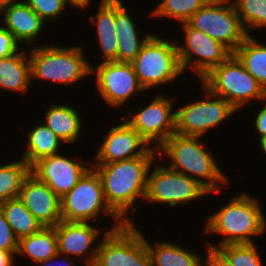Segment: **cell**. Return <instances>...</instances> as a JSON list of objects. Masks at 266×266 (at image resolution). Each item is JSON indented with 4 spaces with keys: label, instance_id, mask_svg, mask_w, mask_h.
Here are the masks:
<instances>
[{
    "label": "cell",
    "instance_id": "16",
    "mask_svg": "<svg viewBox=\"0 0 266 266\" xmlns=\"http://www.w3.org/2000/svg\"><path fill=\"white\" fill-rule=\"evenodd\" d=\"M94 156L96 163H111L144 156L151 146L124 119L102 137Z\"/></svg>",
    "mask_w": 266,
    "mask_h": 266
},
{
    "label": "cell",
    "instance_id": "23",
    "mask_svg": "<svg viewBox=\"0 0 266 266\" xmlns=\"http://www.w3.org/2000/svg\"><path fill=\"white\" fill-rule=\"evenodd\" d=\"M27 54L22 48V51L0 59V89L27 93L32 82L31 65Z\"/></svg>",
    "mask_w": 266,
    "mask_h": 266
},
{
    "label": "cell",
    "instance_id": "8",
    "mask_svg": "<svg viewBox=\"0 0 266 266\" xmlns=\"http://www.w3.org/2000/svg\"><path fill=\"white\" fill-rule=\"evenodd\" d=\"M135 226L105 230L93 266H153L145 234Z\"/></svg>",
    "mask_w": 266,
    "mask_h": 266
},
{
    "label": "cell",
    "instance_id": "42",
    "mask_svg": "<svg viewBox=\"0 0 266 266\" xmlns=\"http://www.w3.org/2000/svg\"><path fill=\"white\" fill-rule=\"evenodd\" d=\"M22 1V0H20ZM7 2H19V0H0V5Z\"/></svg>",
    "mask_w": 266,
    "mask_h": 266
},
{
    "label": "cell",
    "instance_id": "15",
    "mask_svg": "<svg viewBox=\"0 0 266 266\" xmlns=\"http://www.w3.org/2000/svg\"><path fill=\"white\" fill-rule=\"evenodd\" d=\"M78 156L69 158L62 153L41 158L30 167V172L44 182L61 199L92 167ZM77 159V160H76ZM87 162V164H85ZM83 164V165H82ZM87 165V166H86Z\"/></svg>",
    "mask_w": 266,
    "mask_h": 266
},
{
    "label": "cell",
    "instance_id": "31",
    "mask_svg": "<svg viewBox=\"0 0 266 266\" xmlns=\"http://www.w3.org/2000/svg\"><path fill=\"white\" fill-rule=\"evenodd\" d=\"M248 36L252 29H266V0H232Z\"/></svg>",
    "mask_w": 266,
    "mask_h": 266
},
{
    "label": "cell",
    "instance_id": "1",
    "mask_svg": "<svg viewBox=\"0 0 266 266\" xmlns=\"http://www.w3.org/2000/svg\"><path fill=\"white\" fill-rule=\"evenodd\" d=\"M157 151L151 148L144 156L133 159L91 163L101 177L108 206L125 224H133L127 217L128 210L133 208L134 216L137 200L145 199L148 172L155 158H158Z\"/></svg>",
    "mask_w": 266,
    "mask_h": 266
},
{
    "label": "cell",
    "instance_id": "24",
    "mask_svg": "<svg viewBox=\"0 0 266 266\" xmlns=\"http://www.w3.org/2000/svg\"><path fill=\"white\" fill-rule=\"evenodd\" d=\"M153 266H203V258L179 244L146 240Z\"/></svg>",
    "mask_w": 266,
    "mask_h": 266
},
{
    "label": "cell",
    "instance_id": "14",
    "mask_svg": "<svg viewBox=\"0 0 266 266\" xmlns=\"http://www.w3.org/2000/svg\"><path fill=\"white\" fill-rule=\"evenodd\" d=\"M99 94L109 106H123L132 96L144 92L131 63L101 62L91 67ZM138 92V93H137Z\"/></svg>",
    "mask_w": 266,
    "mask_h": 266
},
{
    "label": "cell",
    "instance_id": "11",
    "mask_svg": "<svg viewBox=\"0 0 266 266\" xmlns=\"http://www.w3.org/2000/svg\"><path fill=\"white\" fill-rule=\"evenodd\" d=\"M205 100H198L176 110L175 133L202 137L238 112L227 100L213 94L201 83ZM209 99V100H208Z\"/></svg>",
    "mask_w": 266,
    "mask_h": 266
},
{
    "label": "cell",
    "instance_id": "39",
    "mask_svg": "<svg viewBox=\"0 0 266 266\" xmlns=\"http://www.w3.org/2000/svg\"><path fill=\"white\" fill-rule=\"evenodd\" d=\"M61 257H62V254H60V253H58L57 255H55L54 257H51L50 259H48V260H46V261H44V262H41V263H39V264H37V265H39V266H53V264L55 265V262L54 261H56V259H61ZM66 257V258H65ZM69 257L68 256H65V255H63V262L64 263H62V264H64L63 266H76V265H74V261H71L70 259H68ZM59 259V261L61 262V260ZM59 261H58V264H59ZM62 264H61V266H62ZM60 265V264H59ZM58 265V266H59ZM57 266V265H56Z\"/></svg>",
    "mask_w": 266,
    "mask_h": 266
},
{
    "label": "cell",
    "instance_id": "38",
    "mask_svg": "<svg viewBox=\"0 0 266 266\" xmlns=\"http://www.w3.org/2000/svg\"><path fill=\"white\" fill-rule=\"evenodd\" d=\"M17 252L0 250V266H15Z\"/></svg>",
    "mask_w": 266,
    "mask_h": 266
},
{
    "label": "cell",
    "instance_id": "37",
    "mask_svg": "<svg viewBox=\"0 0 266 266\" xmlns=\"http://www.w3.org/2000/svg\"><path fill=\"white\" fill-rule=\"evenodd\" d=\"M261 107L262 109L258 111L254 120V128L257 130V135L259 134V138L266 136V103Z\"/></svg>",
    "mask_w": 266,
    "mask_h": 266
},
{
    "label": "cell",
    "instance_id": "21",
    "mask_svg": "<svg viewBox=\"0 0 266 266\" xmlns=\"http://www.w3.org/2000/svg\"><path fill=\"white\" fill-rule=\"evenodd\" d=\"M97 13L89 18L91 24H96V34L101 54L102 62H117L118 36L115 23V0L99 1Z\"/></svg>",
    "mask_w": 266,
    "mask_h": 266
},
{
    "label": "cell",
    "instance_id": "3",
    "mask_svg": "<svg viewBox=\"0 0 266 266\" xmlns=\"http://www.w3.org/2000/svg\"><path fill=\"white\" fill-rule=\"evenodd\" d=\"M200 138L173 133L157 149L158 161H162L164 156L169 157V168L197 180L211 193L217 194L223 189L219 184L228 183V179Z\"/></svg>",
    "mask_w": 266,
    "mask_h": 266
},
{
    "label": "cell",
    "instance_id": "25",
    "mask_svg": "<svg viewBox=\"0 0 266 266\" xmlns=\"http://www.w3.org/2000/svg\"><path fill=\"white\" fill-rule=\"evenodd\" d=\"M26 138L28 145L21 156L30 167L41 158L59 154L61 144H65L44 123L32 128Z\"/></svg>",
    "mask_w": 266,
    "mask_h": 266
},
{
    "label": "cell",
    "instance_id": "12",
    "mask_svg": "<svg viewBox=\"0 0 266 266\" xmlns=\"http://www.w3.org/2000/svg\"><path fill=\"white\" fill-rule=\"evenodd\" d=\"M184 31V45L179 46L178 54L183 72L191 68L202 79L214 67L225 62L233 53L222 43L212 39L201 30L181 24ZM193 56H197L196 58Z\"/></svg>",
    "mask_w": 266,
    "mask_h": 266
},
{
    "label": "cell",
    "instance_id": "19",
    "mask_svg": "<svg viewBox=\"0 0 266 266\" xmlns=\"http://www.w3.org/2000/svg\"><path fill=\"white\" fill-rule=\"evenodd\" d=\"M0 13H3L2 26L9 30L20 44L25 42V45L31 46L46 26V22L24 1L3 3L0 5Z\"/></svg>",
    "mask_w": 266,
    "mask_h": 266
},
{
    "label": "cell",
    "instance_id": "9",
    "mask_svg": "<svg viewBox=\"0 0 266 266\" xmlns=\"http://www.w3.org/2000/svg\"><path fill=\"white\" fill-rule=\"evenodd\" d=\"M231 0H210L186 22L212 39L225 45L232 53L248 37ZM229 3V4H228Z\"/></svg>",
    "mask_w": 266,
    "mask_h": 266
},
{
    "label": "cell",
    "instance_id": "33",
    "mask_svg": "<svg viewBox=\"0 0 266 266\" xmlns=\"http://www.w3.org/2000/svg\"><path fill=\"white\" fill-rule=\"evenodd\" d=\"M24 2L47 24L59 18L66 10L64 0H24ZM65 9V10H64Z\"/></svg>",
    "mask_w": 266,
    "mask_h": 266
},
{
    "label": "cell",
    "instance_id": "35",
    "mask_svg": "<svg viewBox=\"0 0 266 266\" xmlns=\"http://www.w3.org/2000/svg\"><path fill=\"white\" fill-rule=\"evenodd\" d=\"M19 42L15 36L3 26H0V59L9 57L20 50Z\"/></svg>",
    "mask_w": 266,
    "mask_h": 266
},
{
    "label": "cell",
    "instance_id": "40",
    "mask_svg": "<svg viewBox=\"0 0 266 266\" xmlns=\"http://www.w3.org/2000/svg\"><path fill=\"white\" fill-rule=\"evenodd\" d=\"M91 1L93 0H64L66 6L72 5L73 7H76L77 9H86L88 6L91 5ZM90 4V5H89Z\"/></svg>",
    "mask_w": 266,
    "mask_h": 266
},
{
    "label": "cell",
    "instance_id": "5",
    "mask_svg": "<svg viewBox=\"0 0 266 266\" xmlns=\"http://www.w3.org/2000/svg\"><path fill=\"white\" fill-rule=\"evenodd\" d=\"M173 42L153 33L131 62L145 91L168 82L172 83L184 73L178 54L179 42Z\"/></svg>",
    "mask_w": 266,
    "mask_h": 266
},
{
    "label": "cell",
    "instance_id": "29",
    "mask_svg": "<svg viewBox=\"0 0 266 266\" xmlns=\"http://www.w3.org/2000/svg\"><path fill=\"white\" fill-rule=\"evenodd\" d=\"M30 173V166L21 158L0 166V203L18 198L22 183Z\"/></svg>",
    "mask_w": 266,
    "mask_h": 266
},
{
    "label": "cell",
    "instance_id": "6",
    "mask_svg": "<svg viewBox=\"0 0 266 266\" xmlns=\"http://www.w3.org/2000/svg\"><path fill=\"white\" fill-rule=\"evenodd\" d=\"M213 94L227 100L237 111L252 99H266V91L232 54L199 80Z\"/></svg>",
    "mask_w": 266,
    "mask_h": 266
},
{
    "label": "cell",
    "instance_id": "4",
    "mask_svg": "<svg viewBox=\"0 0 266 266\" xmlns=\"http://www.w3.org/2000/svg\"><path fill=\"white\" fill-rule=\"evenodd\" d=\"M82 46L61 47L51 44L30 48L31 80L73 84L91 76L92 63L87 61ZM87 76V77H86Z\"/></svg>",
    "mask_w": 266,
    "mask_h": 266
},
{
    "label": "cell",
    "instance_id": "2",
    "mask_svg": "<svg viewBox=\"0 0 266 266\" xmlns=\"http://www.w3.org/2000/svg\"><path fill=\"white\" fill-rule=\"evenodd\" d=\"M205 234H221L218 245L208 241L207 247L218 248L226 244L254 243V236L266 231V217L259 200L247 193L230 198L221 209L207 218ZM253 236V237H252Z\"/></svg>",
    "mask_w": 266,
    "mask_h": 266
},
{
    "label": "cell",
    "instance_id": "41",
    "mask_svg": "<svg viewBox=\"0 0 266 266\" xmlns=\"http://www.w3.org/2000/svg\"><path fill=\"white\" fill-rule=\"evenodd\" d=\"M259 143H260L262 151H264V153L266 155V136L259 138Z\"/></svg>",
    "mask_w": 266,
    "mask_h": 266
},
{
    "label": "cell",
    "instance_id": "27",
    "mask_svg": "<svg viewBox=\"0 0 266 266\" xmlns=\"http://www.w3.org/2000/svg\"><path fill=\"white\" fill-rule=\"evenodd\" d=\"M248 36L233 53L266 91V45Z\"/></svg>",
    "mask_w": 266,
    "mask_h": 266
},
{
    "label": "cell",
    "instance_id": "26",
    "mask_svg": "<svg viewBox=\"0 0 266 266\" xmlns=\"http://www.w3.org/2000/svg\"><path fill=\"white\" fill-rule=\"evenodd\" d=\"M32 259L35 264L44 262L58 254L57 237L54 227H43L40 231L21 238L17 255Z\"/></svg>",
    "mask_w": 266,
    "mask_h": 266
},
{
    "label": "cell",
    "instance_id": "36",
    "mask_svg": "<svg viewBox=\"0 0 266 266\" xmlns=\"http://www.w3.org/2000/svg\"><path fill=\"white\" fill-rule=\"evenodd\" d=\"M207 256L203 266H232L230 261L216 248L206 246Z\"/></svg>",
    "mask_w": 266,
    "mask_h": 266
},
{
    "label": "cell",
    "instance_id": "30",
    "mask_svg": "<svg viewBox=\"0 0 266 266\" xmlns=\"http://www.w3.org/2000/svg\"><path fill=\"white\" fill-rule=\"evenodd\" d=\"M209 1L210 0H162L150 14L154 17L176 19L183 24Z\"/></svg>",
    "mask_w": 266,
    "mask_h": 266
},
{
    "label": "cell",
    "instance_id": "32",
    "mask_svg": "<svg viewBox=\"0 0 266 266\" xmlns=\"http://www.w3.org/2000/svg\"><path fill=\"white\" fill-rule=\"evenodd\" d=\"M232 266H263L260 252L254 243L226 244L217 248Z\"/></svg>",
    "mask_w": 266,
    "mask_h": 266
},
{
    "label": "cell",
    "instance_id": "20",
    "mask_svg": "<svg viewBox=\"0 0 266 266\" xmlns=\"http://www.w3.org/2000/svg\"><path fill=\"white\" fill-rule=\"evenodd\" d=\"M126 8L123 0H115V23L118 36L117 62L131 63L153 34L148 32L144 37H140L137 25Z\"/></svg>",
    "mask_w": 266,
    "mask_h": 266
},
{
    "label": "cell",
    "instance_id": "17",
    "mask_svg": "<svg viewBox=\"0 0 266 266\" xmlns=\"http://www.w3.org/2000/svg\"><path fill=\"white\" fill-rule=\"evenodd\" d=\"M58 253L65 256L83 257L84 265L93 266L98 248L94 242L100 238V230L90 225V222L60 221L55 227ZM92 246L94 248H92ZM87 258V259H86Z\"/></svg>",
    "mask_w": 266,
    "mask_h": 266
},
{
    "label": "cell",
    "instance_id": "34",
    "mask_svg": "<svg viewBox=\"0 0 266 266\" xmlns=\"http://www.w3.org/2000/svg\"><path fill=\"white\" fill-rule=\"evenodd\" d=\"M19 239L0 209V250L18 251Z\"/></svg>",
    "mask_w": 266,
    "mask_h": 266
},
{
    "label": "cell",
    "instance_id": "7",
    "mask_svg": "<svg viewBox=\"0 0 266 266\" xmlns=\"http://www.w3.org/2000/svg\"><path fill=\"white\" fill-rule=\"evenodd\" d=\"M109 215L115 224L122 227L125 223L108 206L100 175L91 167L78 183L61 198L62 220L71 222L94 221L99 214Z\"/></svg>",
    "mask_w": 266,
    "mask_h": 266
},
{
    "label": "cell",
    "instance_id": "28",
    "mask_svg": "<svg viewBox=\"0 0 266 266\" xmlns=\"http://www.w3.org/2000/svg\"><path fill=\"white\" fill-rule=\"evenodd\" d=\"M0 209L19 240L43 228L19 197L0 203Z\"/></svg>",
    "mask_w": 266,
    "mask_h": 266
},
{
    "label": "cell",
    "instance_id": "22",
    "mask_svg": "<svg viewBox=\"0 0 266 266\" xmlns=\"http://www.w3.org/2000/svg\"><path fill=\"white\" fill-rule=\"evenodd\" d=\"M74 106L64 103L50 105L45 112L44 124L50 128L64 143H76L82 134L81 114Z\"/></svg>",
    "mask_w": 266,
    "mask_h": 266
},
{
    "label": "cell",
    "instance_id": "10",
    "mask_svg": "<svg viewBox=\"0 0 266 266\" xmlns=\"http://www.w3.org/2000/svg\"><path fill=\"white\" fill-rule=\"evenodd\" d=\"M154 165H151L148 172L145 201L175 207L211 194L197 180L167 166Z\"/></svg>",
    "mask_w": 266,
    "mask_h": 266
},
{
    "label": "cell",
    "instance_id": "18",
    "mask_svg": "<svg viewBox=\"0 0 266 266\" xmlns=\"http://www.w3.org/2000/svg\"><path fill=\"white\" fill-rule=\"evenodd\" d=\"M19 198L43 227H55L62 221L61 199L31 172L22 183Z\"/></svg>",
    "mask_w": 266,
    "mask_h": 266
},
{
    "label": "cell",
    "instance_id": "13",
    "mask_svg": "<svg viewBox=\"0 0 266 266\" xmlns=\"http://www.w3.org/2000/svg\"><path fill=\"white\" fill-rule=\"evenodd\" d=\"M174 100L159 94L147 106L142 105V108H137L133 113L128 112L129 115L125 116V120L151 148L158 149L175 133Z\"/></svg>",
    "mask_w": 266,
    "mask_h": 266
}]
</instances>
